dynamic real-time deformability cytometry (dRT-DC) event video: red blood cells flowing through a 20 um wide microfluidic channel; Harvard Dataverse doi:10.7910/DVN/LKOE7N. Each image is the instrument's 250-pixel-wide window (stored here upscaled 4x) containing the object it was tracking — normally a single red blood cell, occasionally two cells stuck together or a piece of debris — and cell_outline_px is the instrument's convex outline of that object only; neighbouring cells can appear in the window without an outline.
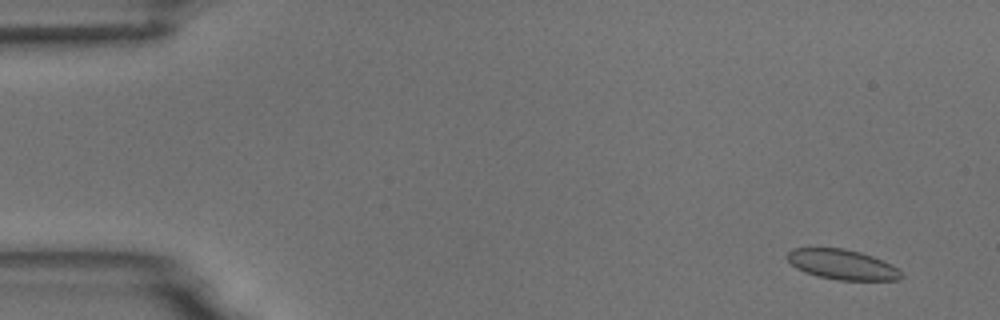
{"species": "common noctule bat (a hibernating species)", "species_latin": "Nyctalus noctula", "temperature_condition": "room temperature", "stored_images_in_passage": 6, "camera_frame_rate_fps": 3000, "um_per_image_px": 0.085, "animal": {"sex": "male", "body_mass_g": 18.8}, "frame": {"image": 1, "passage_image": 1, "time_ms": 0.0, "image_size_px": [1000, 320], "cell_outline_px": [[904, 276], [900, 280], [836, 280], [816, 276], [804, 272], [796, 268], [784, 256], [792, 248], [844, 248], [860, 252], [872, 256], [892, 264]], "centroid_in_image_um": [71.57, 22.48], "position_along_channel_um": 13.4, "area_um2": 20.11}}
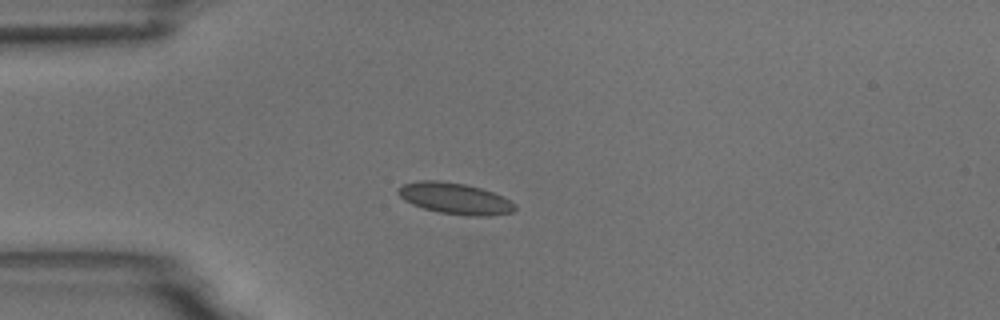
{"frame": {"image": 2, "passage_image": 4, "time_ms": 3.667, "image_size_px": [1000, 320], "cell_outline_px": [[516, 208], [512, 212], [488, 216], [468, 216], [440, 212], [424, 208], [412, 204], [404, 200], [396, 192], [404, 184], [420, 180], [436, 180], [464, 184], [480, 188], [492, 192], [516, 204]], "centroid_in_image_um": [38.66, 16.87], "position_along_channel_um": 46.3, "area_um2": 20.98}}